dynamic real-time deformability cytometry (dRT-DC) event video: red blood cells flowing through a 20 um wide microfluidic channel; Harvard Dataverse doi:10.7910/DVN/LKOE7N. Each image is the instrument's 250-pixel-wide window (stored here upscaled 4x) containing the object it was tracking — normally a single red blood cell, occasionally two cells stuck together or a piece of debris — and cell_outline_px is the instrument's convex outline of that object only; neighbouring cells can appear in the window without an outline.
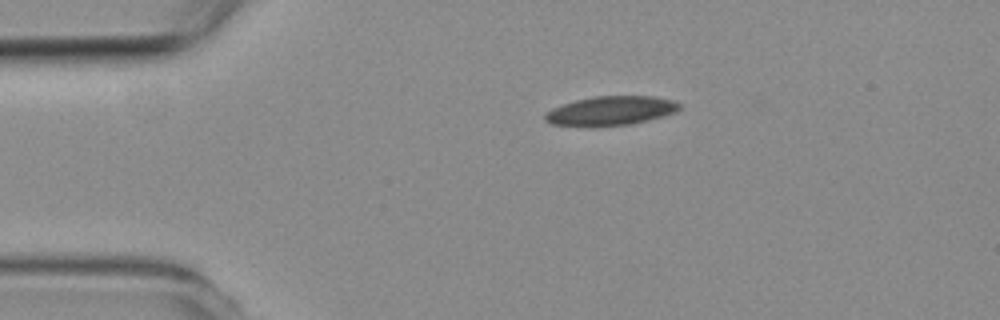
{"species": "common noctule bat (a hibernating species)", "species_latin": "Nyctalus noctula", "temperature_condition": "room temperature", "stored_images_in_passage": 3, "segment_of_instrument_passage": [1, 2], "camera_frame_rate_fps": 3000, "um_per_image_px": 0.085, "animal": {"sex": "female", "body_mass_g": 19.3, "forearm_length_mm": 54.1}, "frame": {"image": 1, "passage_image": 1, "time_ms": 0.0, "image_size_px": [1000, 320], "cell_outline_px": [[680, 108], [676, 112], [628, 124], [596, 128], [552, 124], [544, 120], [544, 116], [552, 108], [576, 100], [596, 96], [652, 96], [672, 100], [680, 104]], "centroid_in_image_um": [51.87, 9.43], "position_along_channel_um": 33.1, "area_um2": 22.77}}